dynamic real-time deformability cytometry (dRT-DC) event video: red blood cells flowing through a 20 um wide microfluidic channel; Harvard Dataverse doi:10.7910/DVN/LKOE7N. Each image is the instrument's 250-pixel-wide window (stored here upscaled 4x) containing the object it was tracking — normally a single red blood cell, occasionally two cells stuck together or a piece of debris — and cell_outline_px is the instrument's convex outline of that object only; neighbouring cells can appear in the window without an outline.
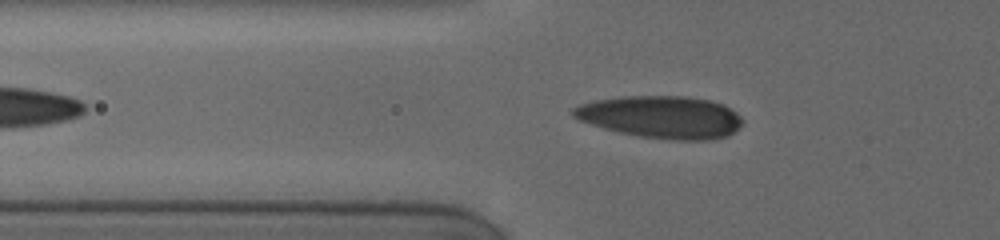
{"species": "human", "species_latin": "Homo sapiens", "temperature_condition": "cold", "stored_images_in_passage": 29, "camera_frame_rate_fps": 3000, "um_per_image_px": 0.085, "donor": {"sex": "female"}, "frame": {"image": 1, "passage_image": 16, "time_ms": 6.667, "image_size_px": [1000, 240], "cell_outline_px": [[740, 124], [728, 136], [708, 140], [676, 140], [640, 136], [620, 132], [604, 128], [580, 120], [572, 116], [572, 108], [580, 104], [596, 100], [624, 96], [684, 96], [708, 100], [720, 104], [736, 112], [740, 116]], "centroid_in_image_um": [56.17, 9.94], "position_along_channel_um": 69.6, "area_um2": 41.21}}
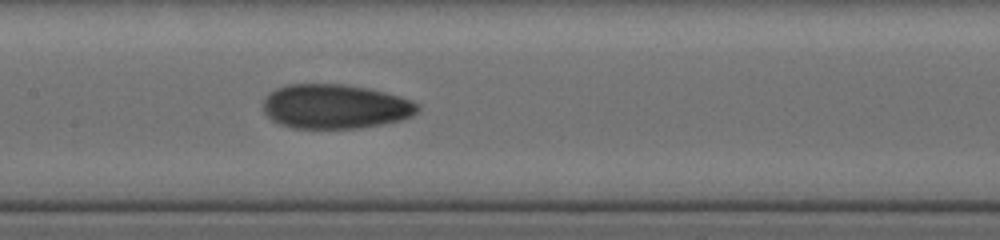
{"frame": {"image": 2, "passage_image": 27, "time_ms": 9.667, "image_size_px": [1000, 240], "cell_outline_px": [[420, 108], [412, 116], [400, 120], [384, 124], [360, 128], [292, 128], [280, 124], [272, 120], [264, 112], [264, 100], [276, 88], [288, 84], [344, 84], [368, 88], [384, 92], [412, 100], [420, 104]], "centroid_in_image_um": [28.52, 9.05], "position_along_channel_um": 178.9, "area_um2": 40.0}}
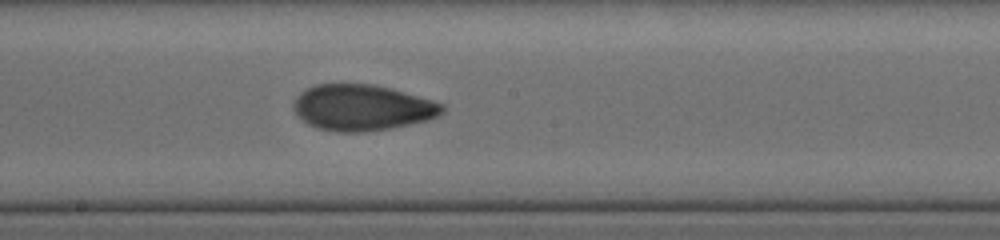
{"frame": {"image": 3, "passage_image": 29, "time_ms": 10.667, "image_size_px": [1000, 240], "cell_outline_px": [[444, 112], [428, 120], [388, 128], [360, 132], [336, 132], [316, 128], [308, 124], [292, 108], [296, 96], [300, 92], [316, 84], [372, 84], [388, 88], [432, 100], [444, 104]], "centroid_in_image_um": [30.76, 9.15], "position_along_channel_um": 217.4, "area_um2": 39.42}}